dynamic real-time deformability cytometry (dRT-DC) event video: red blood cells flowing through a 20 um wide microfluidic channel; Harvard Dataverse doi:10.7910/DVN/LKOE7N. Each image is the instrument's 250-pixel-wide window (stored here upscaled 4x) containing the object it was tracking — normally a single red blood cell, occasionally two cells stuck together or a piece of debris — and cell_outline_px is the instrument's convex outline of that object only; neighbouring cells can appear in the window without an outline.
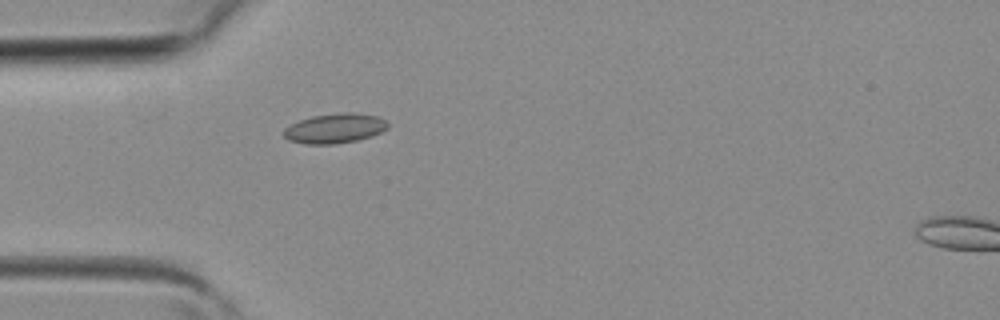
{"species": "common noctule bat (a hibernating species)", "species_latin": "Nyctalus noctula", "temperature_condition": "room temperature", "stored_images_in_passage": 4, "camera_frame_rate_fps": 3000, "um_per_image_px": 0.085, "animal": {"sex": "female", "body_mass_g": 19.3, "forearm_length_mm": 54.1}, "frame": {"image": 1, "passage_image": 3, "time_ms": 0.667, "image_size_px": [1000, 320], "cell_outline_px": [[388, 128], [372, 136], [356, 140], [336, 144], [304, 144], [288, 140], [284, 136], [284, 128], [300, 120], [312, 116], [340, 112], [352, 112], [380, 116], [388, 124]], "centroid_in_image_um": [28.47, 10.9], "position_along_channel_um": 56.5, "area_um2": 18.09}}